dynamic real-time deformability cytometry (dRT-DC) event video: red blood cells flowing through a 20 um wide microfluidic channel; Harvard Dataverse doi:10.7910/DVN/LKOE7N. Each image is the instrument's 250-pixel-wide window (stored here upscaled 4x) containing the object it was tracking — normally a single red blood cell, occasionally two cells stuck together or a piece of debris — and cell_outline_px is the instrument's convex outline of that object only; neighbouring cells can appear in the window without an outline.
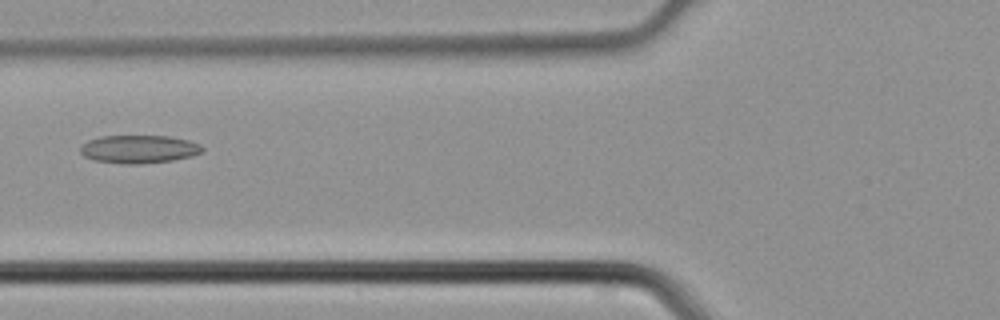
{"species": "common noctule bat (a hibernating species)", "species_latin": "Nyctalus noctula", "temperature_condition": "cold", "stored_images_in_passage": 44, "camera_frame_rate_fps": 3000, "um_per_image_px": 0.085, "animal": {"sex": "male", "body_mass_g": 21.5, "forearm_length_mm": 52.0}, "frame": {"image": 1, "passage_image": 17, "time_ms": 5.333, "image_size_px": [1000, 320], "cell_outline_px": [[204, 152], [192, 156], [172, 160], [140, 164], [124, 164], [92, 160], [84, 156], [80, 152], [80, 148], [88, 140], [100, 136], [172, 136], [188, 140], [200, 144], [204, 148]], "centroid_in_image_um": [11.83, 12.68], "position_along_channel_um": 114.0, "area_um2": 20.11}}
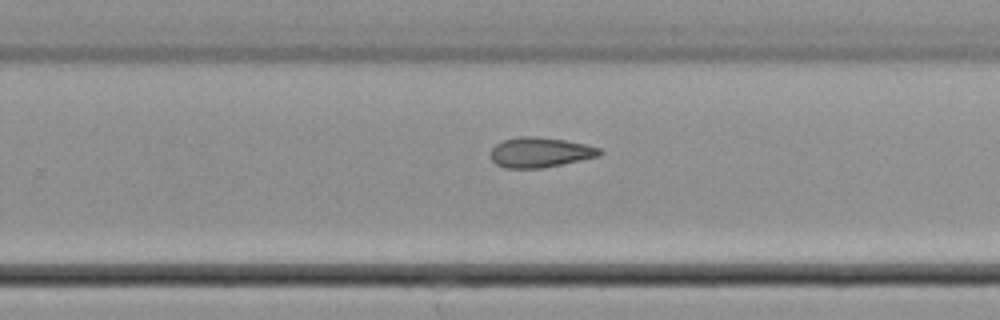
{"frame": {"image": 2, "passage_image": 28, "time_ms": 9.0, "image_size_px": [1000, 320], "cell_outline_px": [[604, 152], [600, 156], [540, 168], [504, 168], [496, 164], [492, 160], [492, 148], [496, 144], [504, 140], [520, 136], [532, 136], [564, 140], [584, 144], [600, 148]], "centroid_in_image_um": [45.91, 12.95], "position_along_channel_um": 283.9, "area_um2": 18.84}}
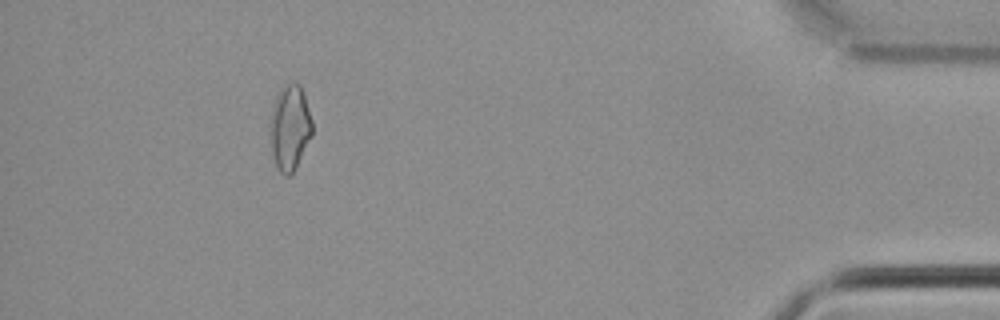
{"frame": {"image": 3, "passage_image": 40, "time_ms": 13.0, "image_size_px": [1000, 320], "cell_outline_px": [[312, 136], [292, 172], [288, 176], [284, 176], [276, 168], [272, 152], [272, 112], [276, 96], [280, 88], [288, 84], [300, 84], [304, 92], [312, 120]], "centroid_in_image_um": [24.67, 10.84], "position_along_channel_um": 410.5, "area_um2": 20.35}}